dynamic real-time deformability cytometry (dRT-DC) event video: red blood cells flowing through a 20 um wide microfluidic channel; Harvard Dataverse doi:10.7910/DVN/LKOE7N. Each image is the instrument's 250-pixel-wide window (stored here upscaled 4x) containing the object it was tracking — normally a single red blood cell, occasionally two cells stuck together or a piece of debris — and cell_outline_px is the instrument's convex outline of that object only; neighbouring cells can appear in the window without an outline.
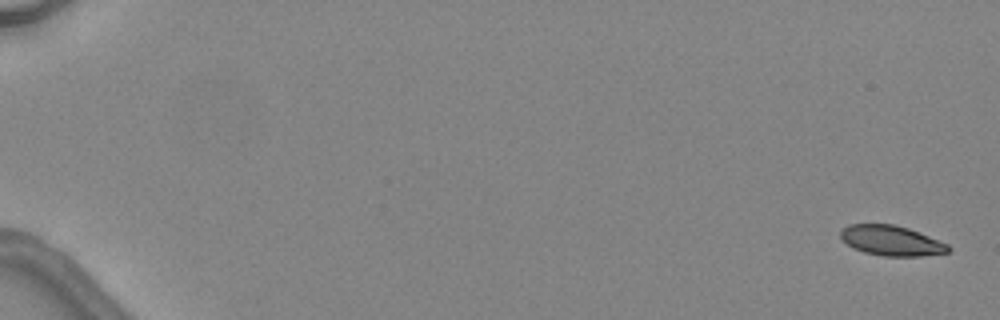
{"species": "common noctule bat (a hibernating species)", "species_latin": "Nyctalus noctula", "temperature_condition": "warm", "stored_images_in_passage": 4, "camera_frame_rate_fps": 3000, "um_per_image_px": 0.085, "animal": {"sex": "female", "body_mass_g": 24.6, "forearm_length_mm": 56.2}, "frame": {"image": 1, "passage_image": 1, "time_ms": 0.0, "image_size_px": [1000, 320], "cell_outline_px": [[952, 248], [948, 252], [920, 256], [884, 256], [864, 252], [852, 248], [840, 236], [840, 228], [848, 224], [892, 224], [908, 228], [948, 244]], "centroid_in_image_um": [75.74, 20.45], "position_along_channel_um": 9.3, "area_um2": 18.84}}